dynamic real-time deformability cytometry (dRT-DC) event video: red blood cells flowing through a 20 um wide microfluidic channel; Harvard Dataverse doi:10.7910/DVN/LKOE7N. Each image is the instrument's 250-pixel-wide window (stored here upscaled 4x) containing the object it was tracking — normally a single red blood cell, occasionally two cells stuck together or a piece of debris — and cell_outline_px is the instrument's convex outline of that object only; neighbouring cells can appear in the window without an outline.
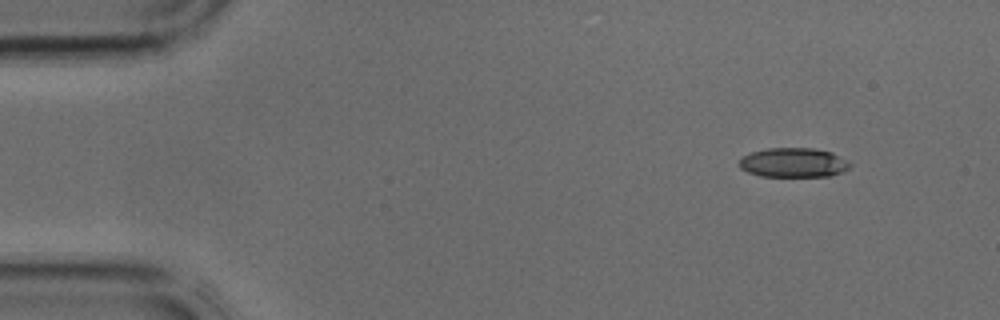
{"species": "common noctule bat (a hibernating species)", "species_latin": "Nyctalus noctula", "temperature_condition": "cold", "stored_images_in_passage": 3, "camera_frame_rate_fps": 3000, "um_per_image_px": 0.085, "animal": {"sex": "male", "body_mass_g": 17.9, "forearm_length_mm": 54.2}, "frame": {"image": 1, "passage_image": 1, "time_ms": 0.0, "image_size_px": [1000, 320], "cell_outline_px": [[852, 164], [844, 172], [828, 176], [760, 176], [748, 172], [740, 168], [736, 164], [744, 156], [752, 152], [768, 148], [812, 148], [832, 152]], "centroid_in_image_um": [67.43, 13.82], "position_along_channel_um": 17.6, "area_um2": 18.96}}
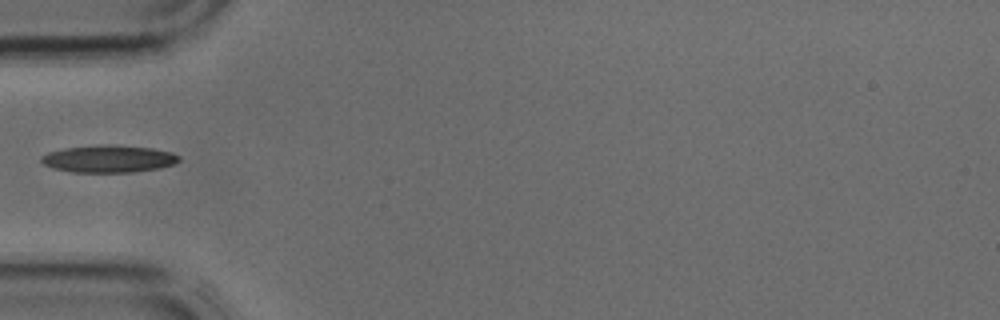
{"frame": {"image": 2, "passage_image": 3, "time_ms": 0.667, "image_size_px": [1000, 320], "cell_outline_px": [[180, 160], [172, 164], [156, 168], [132, 172], [72, 172], [52, 168], [44, 164], [40, 160], [40, 156], [48, 152], [64, 148], [100, 144], [112, 144], [152, 148], [172, 152], [180, 156]], "centroid_in_image_um": [9.19, 13.48], "position_along_channel_um": 75.8, "area_um2": 21.96}}